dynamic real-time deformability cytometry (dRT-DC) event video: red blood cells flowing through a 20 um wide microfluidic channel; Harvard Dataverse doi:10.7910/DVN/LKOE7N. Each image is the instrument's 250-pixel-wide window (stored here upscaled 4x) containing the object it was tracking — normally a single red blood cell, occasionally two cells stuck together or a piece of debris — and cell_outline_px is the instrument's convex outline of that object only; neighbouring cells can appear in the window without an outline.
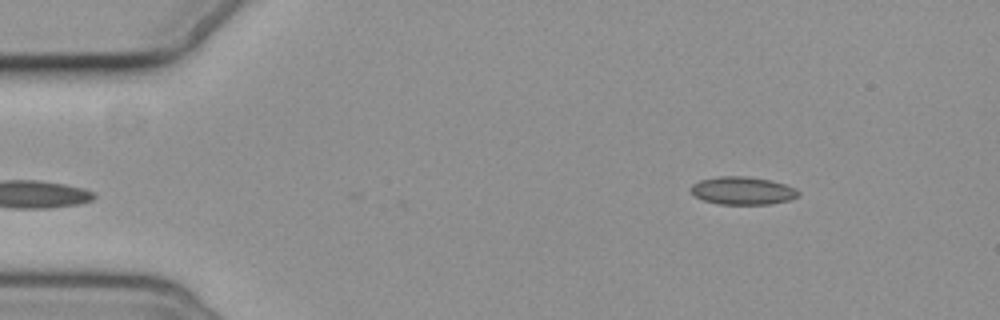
{"species": "common noctule bat (a hibernating species)", "species_latin": "Nyctalus noctula", "temperature_condition": "cold", "stored_images_in_passage": 4, "segment_of_instrument_passage": [2, 2], "camera_frame_rate_fps": 3000, "um_per_image_px": 0.085, "animal": {"sex": "female", "body_mass_g": 19.3, "forearm_length_mm": 54.1}, "frame": {"image": 1, "passage_image": 4, "time_ms": 3.333, "image_size_px": [1000, 320], "cell_outline_px": [[800, 196], [788, 200], [768, 204], [720, 204], [704, 200], [696, 196], [688, 188], [692, 184], [700, 180], [720, 176], [748, 176], [772, 180], [796, 188], [800, 192]], "centroid_in_image_um": [63.14, 16.19], "position_along_channel_um": 21.9, "area_um2": 17.51}}